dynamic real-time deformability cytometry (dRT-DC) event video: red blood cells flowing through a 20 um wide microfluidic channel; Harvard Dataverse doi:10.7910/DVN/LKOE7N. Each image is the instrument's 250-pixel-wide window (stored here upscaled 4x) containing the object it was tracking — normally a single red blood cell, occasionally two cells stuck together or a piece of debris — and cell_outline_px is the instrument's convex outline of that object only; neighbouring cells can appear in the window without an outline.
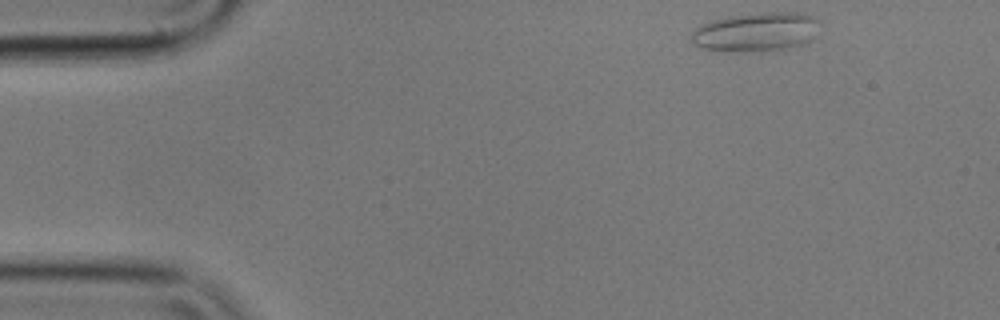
{"species": "common noctule bat (a hibernating species)", "species_latin": "Nyctalus noctula", "temperature_condition": "cold", "stored_images_in_passage": 11, "camera_frame_rate_fps": 3000, "um_per_image_px": 0.085, "animal": {"sex": "male", "body_mass_g": 17.9}, "frame": {"image": 1, "passage_image": 1, "time_ms": 0.0, "image_size_px": [1000, 320], "cell_outline_px": [[820, 20], [812, 40], [804, 44], [792, 48], [760, 52], [728, 52], [700, 48], [688, 40], [692, 32], [700, 24], [712, 20], [728, 16], [764, 12], [796, 12], [816, 16]], "centroid_in_image_um": [64.25, 2.73], "position_along_channel_um": 20.7, "area_um2": 30.06}}